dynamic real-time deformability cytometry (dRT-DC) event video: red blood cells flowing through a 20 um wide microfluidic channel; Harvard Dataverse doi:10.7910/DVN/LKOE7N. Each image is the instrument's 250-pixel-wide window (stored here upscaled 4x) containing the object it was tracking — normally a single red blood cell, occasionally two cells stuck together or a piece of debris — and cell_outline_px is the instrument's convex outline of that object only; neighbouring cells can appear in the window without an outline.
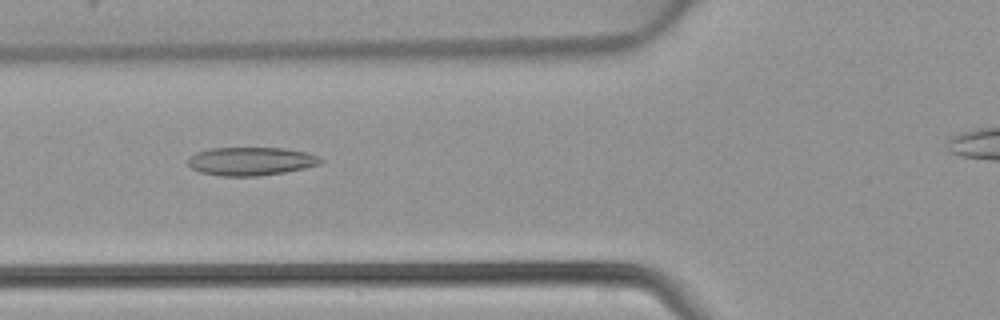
{"species": "common noctule bat (a hibernating species)", "species_latin": "Nyctalus noctula", "temperature_condition": "warm", "stored_images_in_passage": 33, "camera_frame_rate_fps": 3000, "um_per_image_px": 0.085, "animal": {"sex": "female", "body_mass_g": 22.7, "forearm_length_mm": 54.2}, "frame": {"image": 1, "passage_image": 9, "time_ms": 2.667, "image_size_px": [1000, 320], "cell_outline_px": [[324, 160], [320, 164], [304, 168], [284, 172], [260, 176], [220, 176], [200, 172], [192, 168], [188, 164], [188, 156], [196, 152], [212, 148], [284, 148], [304, 152], [320, 156]], "centroid_in_image_um": [21.32, 13.71], "position_along_channel_um": 104.5, "area_um2": 21.96}}
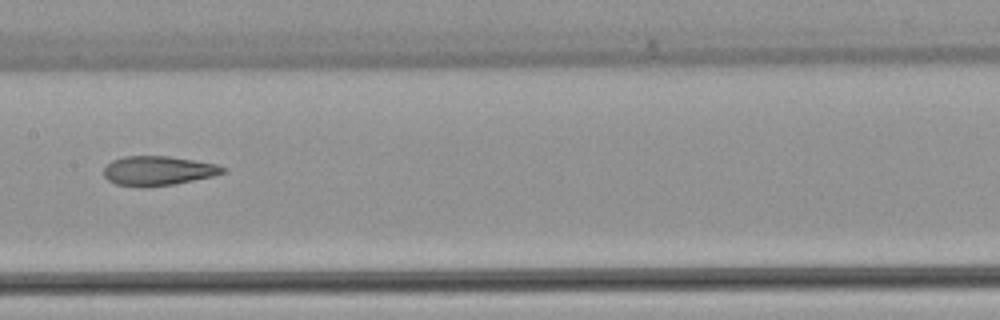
{"frame": {"image": 2, "passage_image": 15, "time_ms": 4.667, "image_size_px": [1000, 320], "cell_outline_px": [[228, 172], [212, 176], [176, 184], [144, 188], [116, 184], [108, 180], [104, 176], [104, 168], [112, 160], [124, 156], [168, 156], [216, 164], [228, 168]], "centroid_in_image_um": [13.45, 14.52], "position_along_channel_um": 193.9, "area_um2": 20.58}}
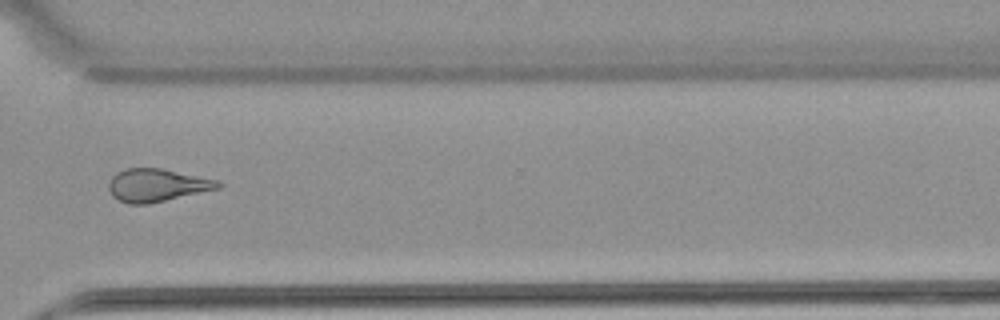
{"frame": {"image": 3, "passage_image": 26, "time_ms": 8.333, "image_size_px": [1000, 320], "cell_outline_px": [[224, 184], [220, 188], [148, 204], [128, 204], [112, 196], [108, 188], [108, 184], [112, 176], [116, 172], [124, 168], [160, 168], [216, 180]], "centroid_in_image_um": [13.3, 15.74], "position_along_channel_um": 357.3, "area_um2": 20.81}}